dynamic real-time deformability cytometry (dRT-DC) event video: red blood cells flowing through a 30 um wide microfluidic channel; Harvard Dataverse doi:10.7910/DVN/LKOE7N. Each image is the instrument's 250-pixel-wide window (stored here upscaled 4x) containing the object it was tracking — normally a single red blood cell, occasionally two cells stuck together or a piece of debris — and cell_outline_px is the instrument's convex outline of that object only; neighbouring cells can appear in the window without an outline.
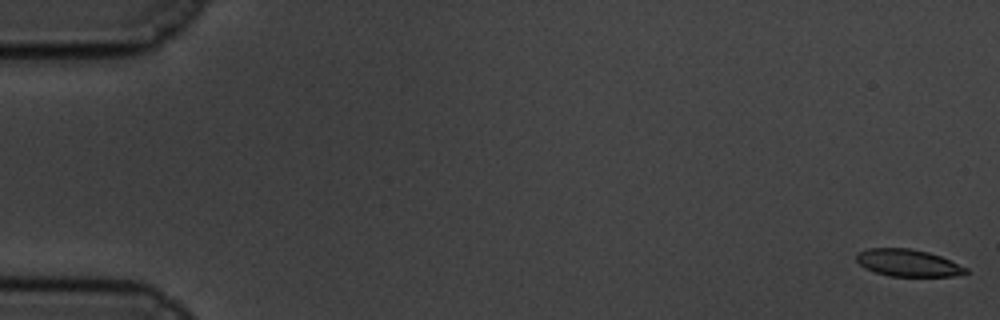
{"species": "common noctule bat (a hibernating species)", "species_latin": "Nyctalus noctula", "temperature_condition": "cold", "stored_images_in_passage": 14, "camera_frame_rate_fps": 3000, "um_per_image_px": 0.085, "animal": {"sex": "male", "body_mass_g": 19.5, "forearm_length_mm": 54.6}, "frame": {"image": 1, "passage_image": 1, "time_ms": 0.0, "image_size_px": [1000, 320], "cell_outline_px": [[968, 272], [952, 276], [888, 276], [864, 268], [856, 260], [856, 252], [868, 248], [912, 248], [928, 252], [940, 256], [968, 268]], "centroid_in_image_um": [77.14, 22.34], "position_along_channel_um": 7.9, "area_um2": 17.28}}